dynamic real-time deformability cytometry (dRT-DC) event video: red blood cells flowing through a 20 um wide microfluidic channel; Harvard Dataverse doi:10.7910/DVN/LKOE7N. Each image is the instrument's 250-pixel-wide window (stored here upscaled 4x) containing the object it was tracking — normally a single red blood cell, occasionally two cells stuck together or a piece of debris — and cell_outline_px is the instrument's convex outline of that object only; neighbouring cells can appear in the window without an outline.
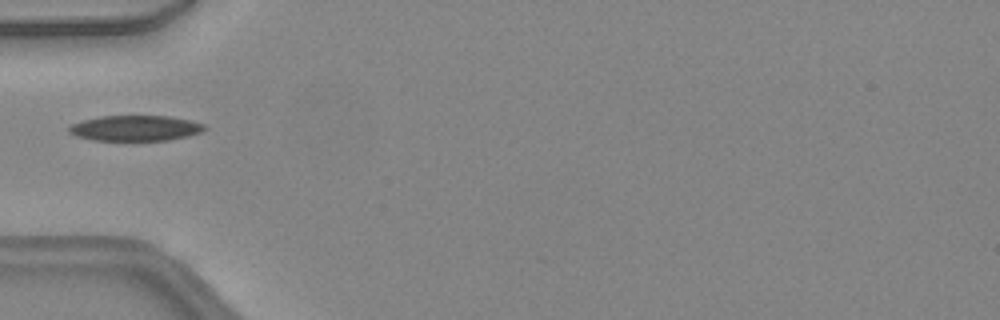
{"species": "common noctule bat (a hibernating species)", "species_latin": "Nyctalus noctula", "temperature_condition": "warm", "stored_images_in_passage": 31, "camera_frame_rate_fps": 3000, "um_per_image_px": 0.085, "animal": {"sex": "female", "body_mass_g": 24.6, "forearm_length_mm": 56.2}, "frame": {"image": 1, "passage_image": 1, "time_ms": 0.0, "image_size_px": [1000, 320], "cell_outline_px": [[208, 128], [200, 132], [188, 136], [168, 140], [92, 140], [76, 136], [68, 132], [68, 128], [72, 124], [84, 120], [100, 116], [168, 116], [188, 120], [204, 124]], "centroid_in_image_um": [11.5, 10.89], "position_along_channel_um": 73.5, "area_um2": 20.0}}
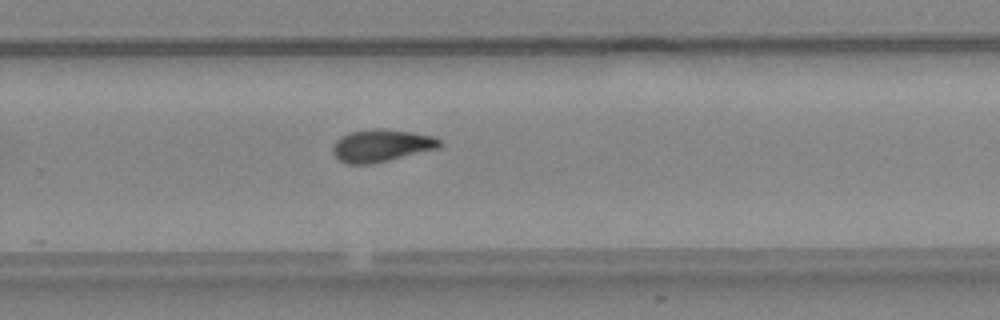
{"frame": {"image": 2, "passage_image": 16, "time_ms": 5.0, "image_size_px": [1000, 320], "cell_outline_px": [[444, 144], [440, 148], [372, 164], [348, 164], [340, 160], [332, 152], [332, 144], [340, 136], [352, 132], [376, 128], [384, 128], [412, 132], [432, 136], [440, 140]], "centroid_in_image_um": [32.43, 12.37], "position_along_channel_um": 297.4, "area_um2": 20.29}}
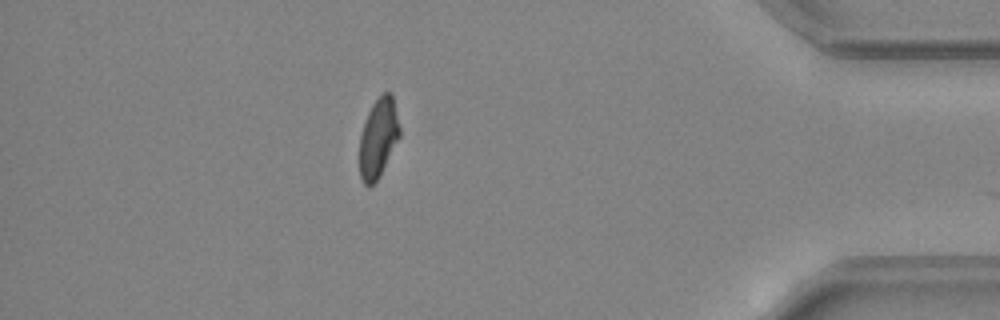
{"frame": {"image": 3, "passage_image": 26, "time_ms": 8.333, "image_size_px": [1000, 320], "cell_outline_px": [[400, 136], [376, 180], [368, 188], [364, 184], [360, 176], [360, 136], [368, 112], [372, 104], [384, 92], [392, 92], [400, 128]], "centroid_in_image_um": [32.15, 11.69], "position_along_channel_um": 403.0, "area_um2": 18.15}}